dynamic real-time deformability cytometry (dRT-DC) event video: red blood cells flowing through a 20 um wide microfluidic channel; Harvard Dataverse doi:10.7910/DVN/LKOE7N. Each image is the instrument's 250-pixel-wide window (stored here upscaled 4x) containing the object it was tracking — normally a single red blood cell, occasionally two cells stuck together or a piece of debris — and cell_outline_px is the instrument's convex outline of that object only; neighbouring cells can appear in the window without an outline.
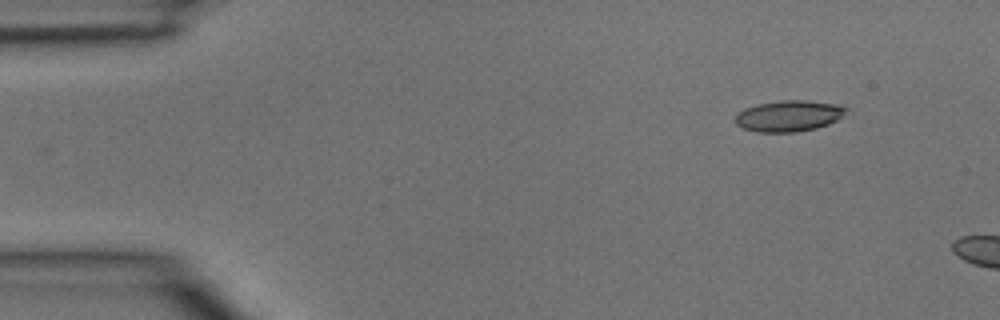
{"species": "common noctule bat (a hibernating species)", "species_latin": "Nyctalus noctula", "temperature_condition": "room temperature", "stored_images_in_passage": 2, "camera_frame_rate_fps": 3000, "um_per_image_px": 0.085, "animal": {"sex": "male", "body_mass_g": 15.6}, "frame": {"image": 1, "passage_image": 1, "time_ms": 0.0, "image_size_px": [1000, 320], "cell_outline_px": [[848, 108], [836, 120], [828, 124], [816, 128], [796, 132], [756, 132], [744, 128], [736, 124], [732, 120], [744, 108], [756, 104], [784, 100], [804, 100], [840, 104]], "centroid_in_image_um": [67.02, 9.85], "position_along_channel_um": 18.0, "area_um2": 20.06}}